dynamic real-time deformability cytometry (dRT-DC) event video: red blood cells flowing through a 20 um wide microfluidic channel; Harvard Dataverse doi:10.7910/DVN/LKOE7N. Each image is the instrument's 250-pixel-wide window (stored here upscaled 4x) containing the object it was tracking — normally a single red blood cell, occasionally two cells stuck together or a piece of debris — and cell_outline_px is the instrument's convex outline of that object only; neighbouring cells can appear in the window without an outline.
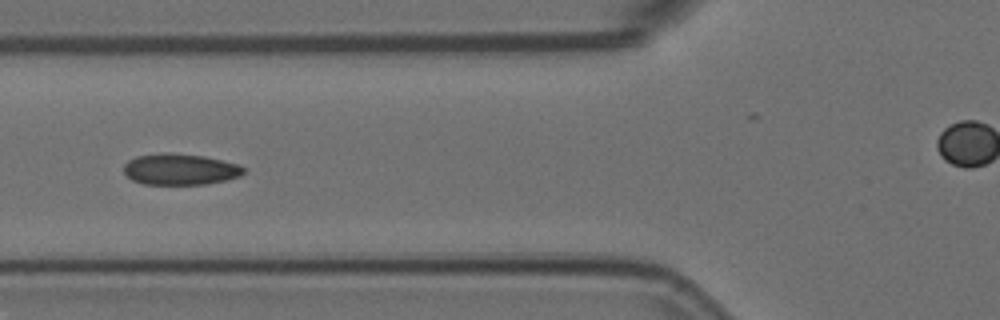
{"species": "Egyptian fruit bat (a non-hibernating species)", "species_latin": "Rousettus aegyptiacus", "temperature_condition": "room temperature", "stored_images_in_passage": 6, "segment_of_instrument_passage": [1, 2], "camera_frame_rate_fps": 3000, "um_per_image_px": 0.085, "animal": {"sex": "female"}, "frame": {"image": 1, "passage_image": 5, "time_ms": 1.333, "image_size_px": [1000, 320], "cell_outline_px": [[244, 172], [240, 176], [224, 180], [204, 184], [144, 184], [132, 180], [124, 172], [124, 164], [128, 160], [136, 156], [204, 156], [236, 164], [244, 168]], "centroid_in_image_um": [15.31, 14.44], "position_along_channel_um": 110.5, "area_um2": 20.58}}